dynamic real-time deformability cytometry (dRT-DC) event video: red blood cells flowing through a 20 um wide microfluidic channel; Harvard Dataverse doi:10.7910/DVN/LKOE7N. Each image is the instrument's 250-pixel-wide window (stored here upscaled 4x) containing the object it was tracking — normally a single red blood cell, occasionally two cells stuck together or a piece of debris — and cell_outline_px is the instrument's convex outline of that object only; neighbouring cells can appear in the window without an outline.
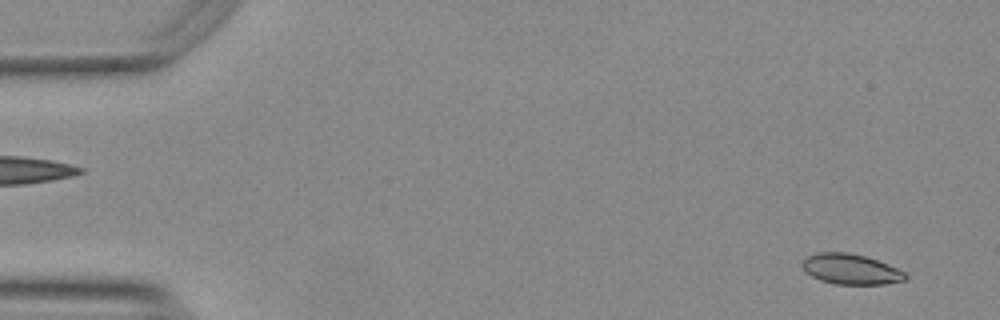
{"species": "Egyptian fruit bat (a non-hibernating species)", "species_latin": "Rousettus aegyptiacus", "temperature_condition": "warm", "stored_images_in_passage": 54, "camera_frame_rate_fps": 3000, "um_per_image_px": 0.085, "animal": {"sex": "female"}, "frame": {"image": 1, "passage_image": 3, "time_ms": 0.667, "image_size_px": [1000, 320], "cell_outline_px": [[908, 280], [884, 284], [836, 284], [820, 280], [804, 272], [800, 264], [800, 260], [816, 252], [848, 252], [864, 256], [876, 260], [896, 268], [904, 272], [908, 276]], "centroid_in_image_um": [72.26, 22.88], "position_along_channel_um": 12.7, "area_um2": 18.38}}
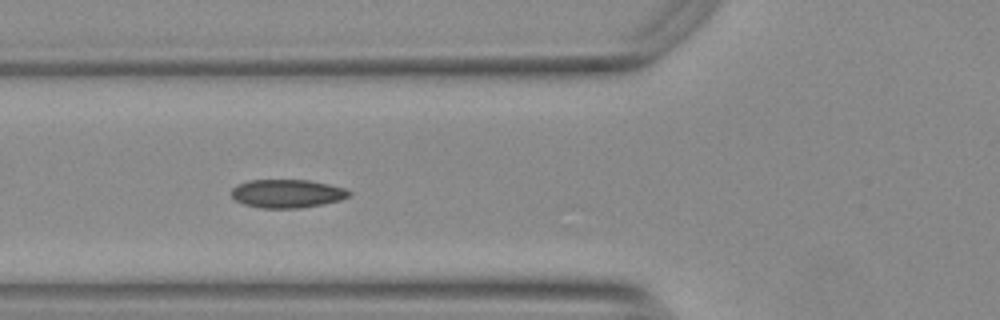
{"frame": {"image": 2, "passage_image": 20, "time_ms": 6.333, "image_size_px": [1000, 320], "cell_outline_px": [[352, 192], [348, 196], [340, 200], [324, 204], [300, 208], [260, 208], [244, 204], [236, 200], [232, 196], [232, 188], [236, 184], [248, 180], [308, 180], [348, 188]], "centroid_in_image_um": [24.42, 16.45], "position_along_channel_um": 101.4, "area_um2": 19.59}}
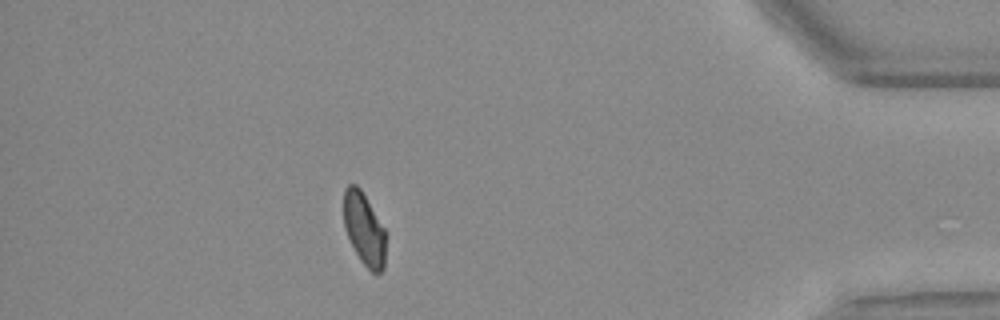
{"frame": {"image": 3, "passage_image": 48, "time_ms": 15.667, "image_size_px": [1000, 320], "cell_outline_px": [[384, 268], [376, 276], [360, 260], [348, 236], [344, 224], [344, 188], [348, 184], [356, 184], [360, 188], [384, 228]], "centroid_in_image_um": [30.94, 19.46], "position_along_channel_um": 404.3, "area_um2": 17.4}, "authors_computed_cell_mechanics": {"area_um2": 18.9006, "velocity_mm_per_s": 3.7471, "shape_relaxation_time_tau1_ms": 6.7883, "shape_relaxation_time_tau2_ms": 2.4538, "deformation_change_tau1": 0.1373, "deformation_change_tau2": 0.056}}